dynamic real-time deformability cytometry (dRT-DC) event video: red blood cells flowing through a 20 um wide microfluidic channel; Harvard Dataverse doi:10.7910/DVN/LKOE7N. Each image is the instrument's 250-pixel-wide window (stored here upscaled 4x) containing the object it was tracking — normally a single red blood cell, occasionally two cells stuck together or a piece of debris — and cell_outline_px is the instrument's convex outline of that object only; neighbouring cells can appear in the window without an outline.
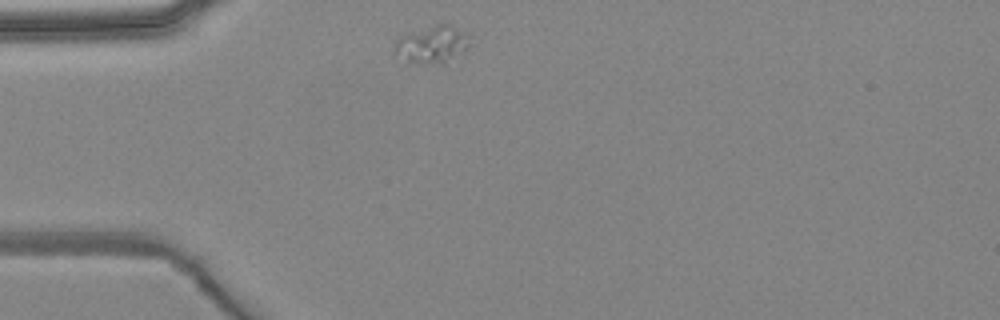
{"species": "common noctule bat (a hibernating species)", "species_latin": "Nyctalus noctula", "temperature_condition": "warm", "stored_images_in_passage": 1, "camera_frame_rate_fps": 3000, "um_per_image_px": 0.085, "animal": {"sex": "female", "body_mass_g": 24.6, "forearm_length_mm": 56.2}, "frame": {"image": 1, "passage_image": 1, "time_ms": 0.0, "image_size_px": [1000, 320], "cell_outline_px": [[476, 44], [444, 64], [420, 64], [408, 60], [392, 52], [392, 48], [396, 40], [400, 36], [408, 32], [436, 24], [452, 24], [468, 32]], "centroid_in_image_um": [36.83, 3.76], "position_along_channel_um": 48.2, "area_um2": 17.22}}